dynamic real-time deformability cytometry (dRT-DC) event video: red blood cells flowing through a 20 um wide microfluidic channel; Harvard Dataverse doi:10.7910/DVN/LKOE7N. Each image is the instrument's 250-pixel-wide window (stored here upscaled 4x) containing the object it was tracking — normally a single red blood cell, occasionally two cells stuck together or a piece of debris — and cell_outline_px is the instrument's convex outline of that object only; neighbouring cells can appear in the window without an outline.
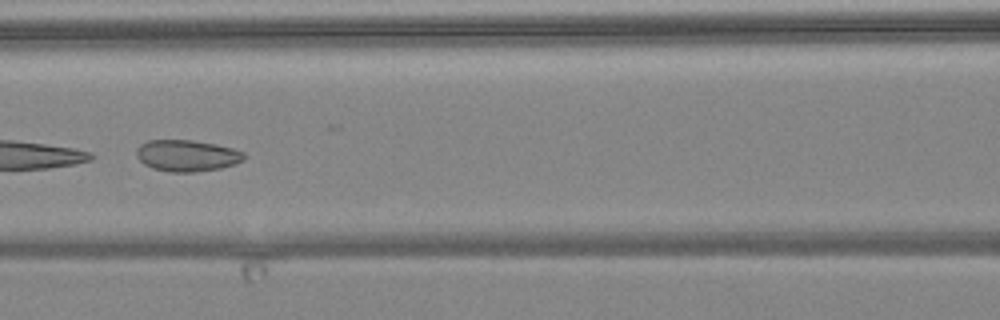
{"species": "common noctule bat (a hibernating species)", "species_latin": "Nyctalus noctula", "temperature_condition": "warm", "stored_images_in_passage": 6, "camera_frame_rate_fps": 3000, "um_per_image_px": 0.085, "animal": {"sex": "female", "body_mass_g": 24.6, "forearm_length_mm": 56.2}, "frame": {"image": 1, "passage_image": 6, "time_ms": 6.667, "image_size_px": [1000, 320], "cell_outline_px": [[244, 160], [236, 164], [220, 168], [196, 172], [168, 172], [152, 168], [144, 164], [136, 156], [136, 148], [140, 144], [148, 140], [192, 140], [216, 144], [232, 148], [244, 152]], "centroid_in_image_um": [15.88, 13.23], "position_along_channel_um": 150.7, "area_um2": 19.88}}